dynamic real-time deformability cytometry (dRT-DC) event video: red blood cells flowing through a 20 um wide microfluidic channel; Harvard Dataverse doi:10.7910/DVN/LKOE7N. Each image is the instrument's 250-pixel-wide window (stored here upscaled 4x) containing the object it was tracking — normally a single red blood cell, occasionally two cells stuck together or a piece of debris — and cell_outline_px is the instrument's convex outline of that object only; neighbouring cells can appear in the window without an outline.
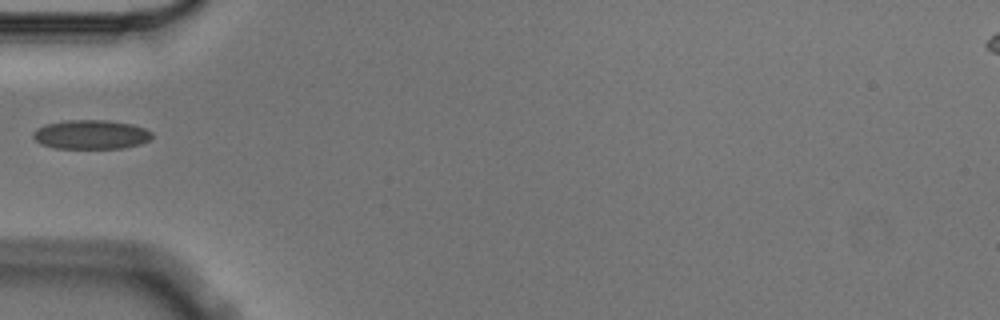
{"species": "Egyptian fruit bat (a non-hibernating species)", "species_latin": "Rousettus aegyptiacus", "temperature_condition": "cold", "stored_images_in_passage": 1, "camera_frame_rate_fps": 3000, "um_per_image_px": 0.085, "animal": {"sex": "male"}, "frame": {"image": 1, "passage_image": 1, "time_ms": 0.0, "image_size_px": [1000, 320], "cell_outline_px": [[152, 136], [148, 140], [140, 144], [124, 148], [56, 148], [40, 144], [32, 136], [32, 132], [36, 128], [44, 124], [64, 120], [108, 120], [132, 124], [144, 128], [152, 132]], "centroid_in_image_um": [7.7, 11.43], "position_along_channel_um": 77.3, "area_um2": 20.35}}